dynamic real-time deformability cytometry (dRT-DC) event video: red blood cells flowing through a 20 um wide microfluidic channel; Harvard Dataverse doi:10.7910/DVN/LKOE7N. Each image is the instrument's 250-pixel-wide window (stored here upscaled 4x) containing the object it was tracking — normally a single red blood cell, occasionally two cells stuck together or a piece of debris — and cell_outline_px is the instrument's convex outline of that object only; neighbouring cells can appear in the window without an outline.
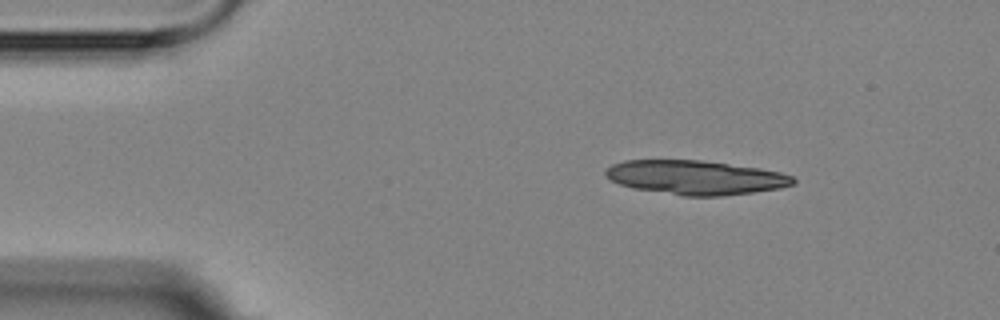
{"species": "Egyptian fruit bat (a non-hibernating species)", "species_latin": "Rousettus aegyptiacus", "temperature_condition": "room temperature", "stored_images_in_passage": 3, "camera_frame_rate_fps": 3000, "um_per_image_px": 0.085, "animal": {"sex": "female"}, "frame": {"image": 1, "passage_image": 1, "time_ms": 0.0, "image_size_px": [1000, 320], "cell_outline_px": [[796, 184], [780, 188], [752, 192], [720, 196], [680, 196], [632, 188], [620, 184], [604, 176], [604, 172], [612, 164], [624, 160], [700, 160], [760, 168], [780, 172], [792, 176], [796, 180]], "centroid_in_image_um": [59.11, 15.09], "position_along_channel_um": 25.9, "area_um2": 37.45}}